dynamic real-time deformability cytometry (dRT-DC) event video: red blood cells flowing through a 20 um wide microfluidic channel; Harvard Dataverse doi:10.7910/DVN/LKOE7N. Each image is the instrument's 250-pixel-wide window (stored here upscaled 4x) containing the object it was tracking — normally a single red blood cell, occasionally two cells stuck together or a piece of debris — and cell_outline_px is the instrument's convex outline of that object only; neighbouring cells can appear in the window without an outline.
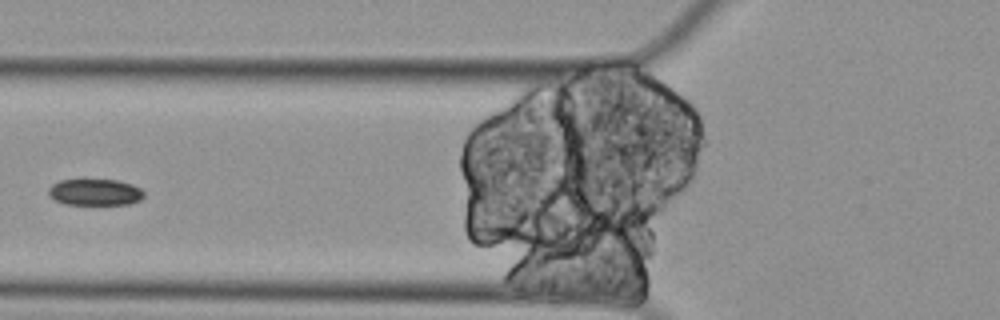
{"species": "Egyptian fruit bat (a non-hibernating species)", "species_latin": "Rousettus aegyptiacus", "temperature_condition": "cold", "stored_images_in_passage": 11, "camera_frame_rate_fps": 3000, "um_per_image_px": 0.085, "animal": {"sex": "female"}, "frame": {"image": 1, "passage_image": 2, "time_ms": 0.333, "image_size_px": [1000, 320], "cell_outline_px": [[144, 196], [140, 200], [128, 204], [64, 204], [48, 196], [48, 188], [52, 184], [60, 180], [84, 176], [116, 180], [132, 184], [140, 188], [144, 192]], "centroid_in_image_um": [8.03, 16.28], "position_along_channel_um": 117.8, "area_um2": 15.49}}
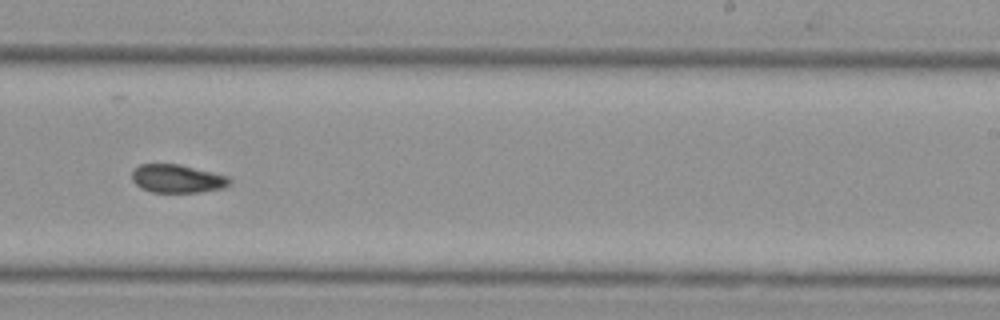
{"frame": {"image": 2, "passage_image": 6, "time_ms": 1.667, "image_size_px": [1000, 320], "cell_outline_px": [[232, 184], [224, 188], [200, 192], [152, 192], [140, 188], [132, 180], [132, 172], [140, 164], [180, 164], [228, 176], [232, 180]], "centroid_in_image_um": [15.1, 15.19], "position_along_channel_um": 273.9, "area_um2": 16.18}}
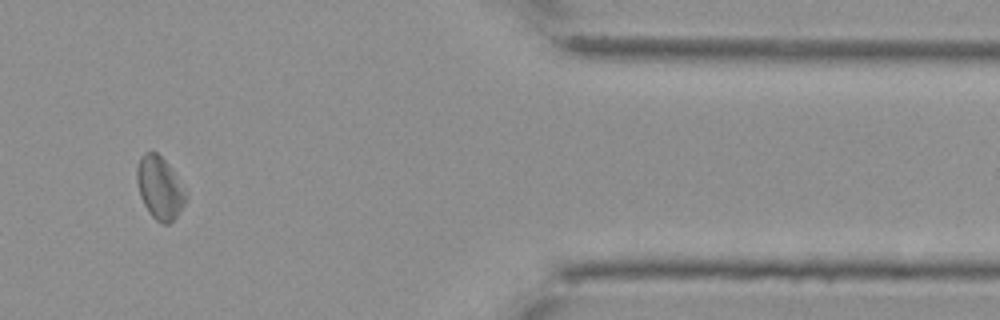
{"frame": {"image": 3, "passage_image": 10, "time_ms": 3.0, "image_size_px": [1000, 320], "cell_outline_px": [[184, 204], [176, 216], [168, 224], [164, 224], [156, 220], [148, 212], [140, 196], [136, 180], [136, 168], [140, 156], [144, 152], [156, 152], [168, 164], [184, 196]], "centroid_in_image_um": [13.48, 15.96], "position_along_channel_um": 397.9, "area_um2": 17.05}}